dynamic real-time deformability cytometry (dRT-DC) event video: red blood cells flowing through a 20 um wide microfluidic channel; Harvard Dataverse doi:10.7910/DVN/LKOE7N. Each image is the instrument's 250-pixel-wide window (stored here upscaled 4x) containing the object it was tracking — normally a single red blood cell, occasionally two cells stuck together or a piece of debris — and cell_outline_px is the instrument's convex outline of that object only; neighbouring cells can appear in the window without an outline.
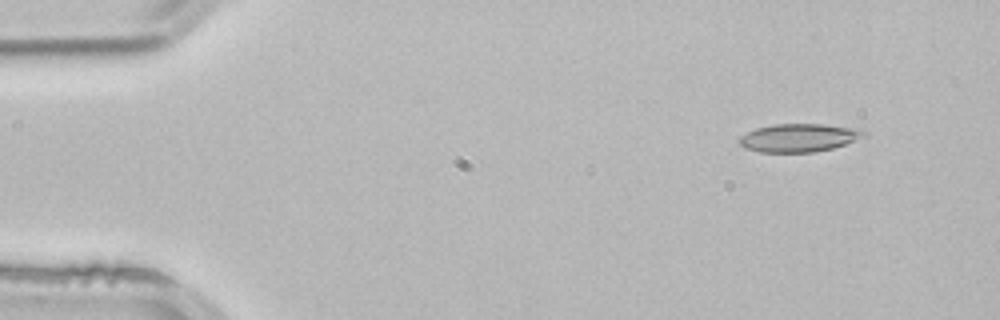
{"species": "common noctule bat (a hibernating species)", "species_latin": "Nyctalus noctula", "temperature_condition": "room temperature", "stored_images_in_passage": 3, "camera_frame_rate_fps": 3000, "um_per_image_px": 0.085, "animal": {"sex": "male", "body_mass_g": 21.5, "forearm_length_mm": 52.0}, "frame": {"image": 1, "passage_image": 1, "time_ms": 0.0, "image_size_px": [1000, 320], "cell_outline_px": [[868, 136], [832, 148], [816, 152], [760, 152], [744, 148], [740, 144], [740, 136], [756, 128], [772, 124], [824, 124], [864, 128], [868, 132]], "centroid_in_image_um": [67.99, 11.7], "position_along_channel_um": 17.0, "area_um2": 20.75}}
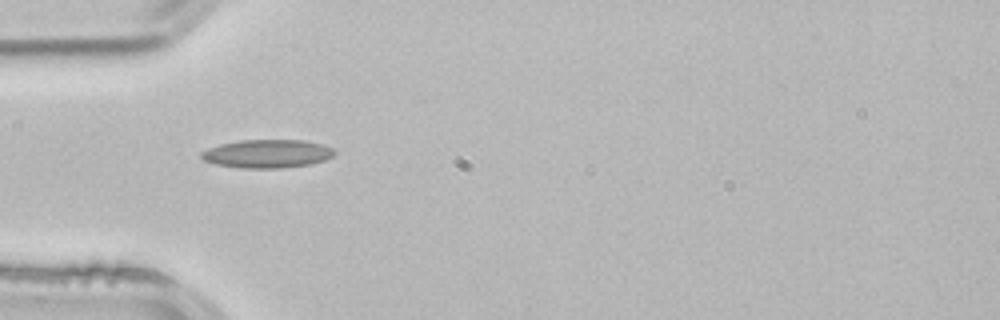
{"frame": {"image": 2, "passage_image": 3, "time_ms": 0.667, "image_size_px": [1000, 320], "cell_outline_px": [[336, 152], [332, 156], [324, 160], [312, 164], [280, 168], [240, 168], [216, 164], [204, 160], [200, 156], [200, 152], [208, 148], [220, 144], [240, 140], [304, 140], [320, 144], [332, 148]], "centroid_in_image_um": [22.7, 13.06], "position_along_channel_um": 62.3, "area_um2": 21.96}}